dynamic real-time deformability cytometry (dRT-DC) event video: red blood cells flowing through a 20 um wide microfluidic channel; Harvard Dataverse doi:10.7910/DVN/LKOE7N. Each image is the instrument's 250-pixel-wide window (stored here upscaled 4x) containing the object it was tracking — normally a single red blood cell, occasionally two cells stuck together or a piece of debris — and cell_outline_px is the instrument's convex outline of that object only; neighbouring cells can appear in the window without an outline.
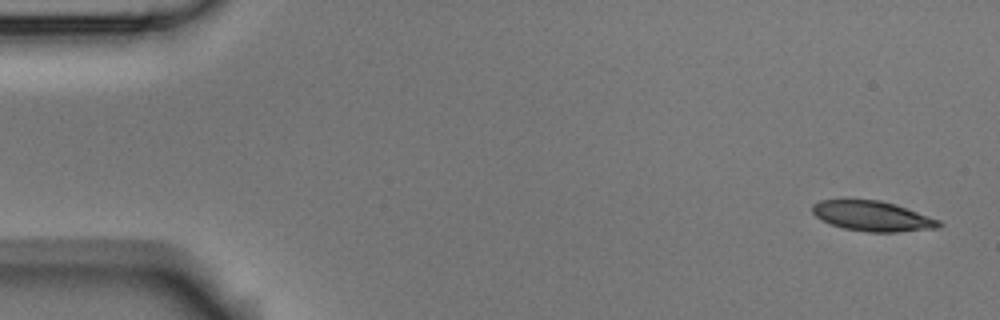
{"species": "Egyptian fruit bat (a non-hibernating species)", "species_latin": "Rousettus aegyptiacus", "temperature_condition": "room temperature", "stored_images_in_passage": 4, "camera_frame_rate_fps": 3000, "um_per_image_px": 0.085, "animal": {"sex": "male"}, "frame": {"image": 1, "passage_image": 1, "time_ms": 0.0, "image_size_px": [1000, 320], "cell_outline_px": [[944, 224], [936, 228], [896, 232], [868, 232], [844, 228], [832, 224], [816, 216], [812, 212], [812, 204], [820, 200], [880, 200], [940, 220]], "centroid_in_image_um": [74.15, 18.37], "position_along_channel_um": 10.9, "area_um2": 21.73}}